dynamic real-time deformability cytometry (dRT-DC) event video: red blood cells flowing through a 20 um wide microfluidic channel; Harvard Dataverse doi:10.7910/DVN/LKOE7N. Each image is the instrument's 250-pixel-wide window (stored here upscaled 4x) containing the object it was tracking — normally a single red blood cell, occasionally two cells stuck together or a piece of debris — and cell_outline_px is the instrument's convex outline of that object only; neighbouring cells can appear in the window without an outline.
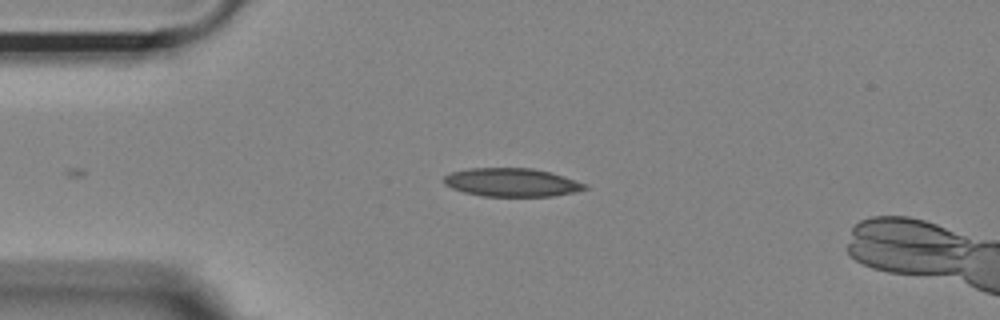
{"species": "Egyptian fruit bat (a non-hibernating species)", "species_latin": "Rousettus aegyptiacus", "temperature_condition": "room temperature", "stored_images_in_passage": 39, "camera_frame_rate_fps": 3000, "um_per_image_px": 0.085, "animal": {"sex": "female"}, "frame": {"image": 1, "passage_image": 1, "time_ms": 0.0, "image_size_px": [1000, 320], "cell_outline_px": [[588, 188], [572, 192], [552, 196], [484, 196], [464, 192], [452, 188], [444, 184], [444, 176], [452, 172], [468, 168], [532, 168], [564, 176], [588, 184]], "centroid_in_image_um": [43.49, 15.5], "position_along_channel_um": 41.5, "area_um2": 23.18}}
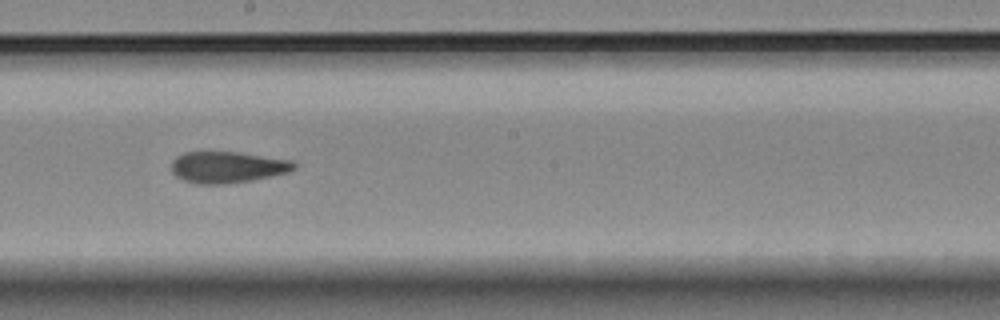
{"frame": {"image": 2, "passage_image": 18, "time_ms": 5.667, "image_size_px": [1000, 320], "cell_outline_px": [[296, 168], [288, 172], [252, 180], [224, 184], [200, 184], [184, 180], [176, 176], [172, 172], [172, 160], [176, 156], [184, 152], [240, 152], [292, 160], [296, 164]], "centroid_in_image_um": [19.33, 14.2], "position_along_channel_um": 228.9, "area_um2": 22.43}}
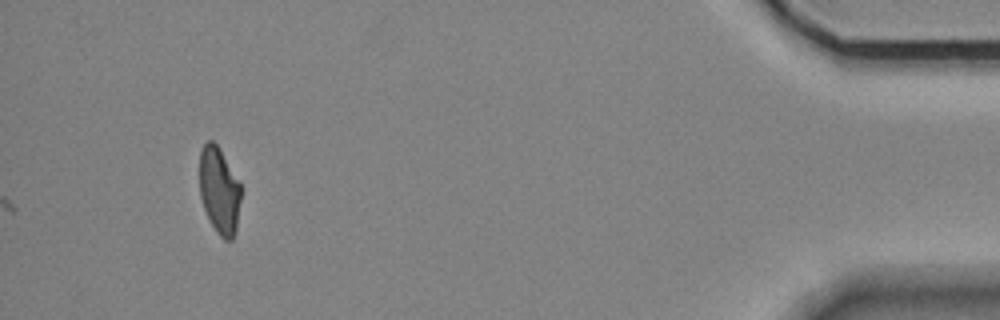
{"frame": {"image": 3, "passage_image": 39, "time_ms": 12.667, "image_size_px": [1000, 320], "cell_outline_px": [[240, 200], [236, 228], [232, 240], [224, 240], [216, 232], [204, 208], [200, 196], [200, 152], [204, 144], [208, 140], [212, 140], [216, 144], [240, 184]], "centroid_in_image_um": [18.62, 16.22], "position_along_channel_um": 416.6, "area_um2": 20.4}, "authors_computed_cell_mechanics": {"area_um2": 22.5998, "velocity_mm_per_s": 3.6636, "shape_relaxation_time_tau1_ms": null, "shape_relaxation_time_tau2_ms": 3.857, "deformation_change_tau1": null, "deformation_change_tau2": 0.1078}}